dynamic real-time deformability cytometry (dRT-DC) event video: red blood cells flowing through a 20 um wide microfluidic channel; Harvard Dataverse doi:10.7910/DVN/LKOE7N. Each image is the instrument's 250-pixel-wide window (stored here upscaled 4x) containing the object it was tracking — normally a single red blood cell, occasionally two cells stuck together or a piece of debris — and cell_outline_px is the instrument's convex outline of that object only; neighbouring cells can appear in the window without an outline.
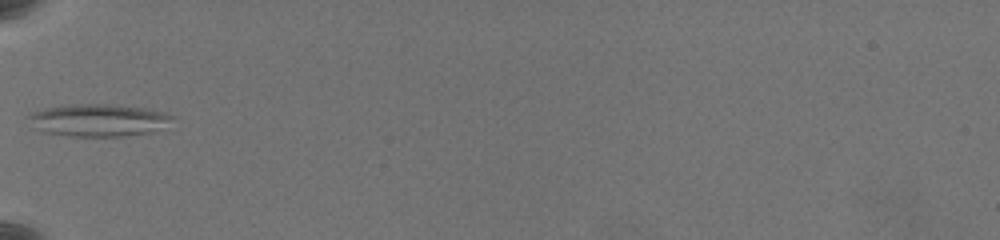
{"species": "common noctule bat (a hibernating species)", "species_latin": "Nyctalus noctula", "temperature_condition": "warm", "stored_images_in_passage": 39, "camera_frame_rate_fps": 3000, "um_per_image_px": 0.085, "animal": {"sex": "female", "body_mass_g": 19.5, "forearm_length_mm": 54.1}, "frame": {"image": 1, "passage_image": 1, "time_ms": 0.0, "image_size_px": [1000, 240], "cell_outline_px": [[172, 116], [152, 132], [124, 136], [68, 136], [44, 132], [36, 128], [28, 116], [32, 112], [44, 108], [72, 104], [112, 104], [144, 108], [164, 112]], "centroid_in_image_um": [8.29, 10.21], "position_along_channel_um": 76.7, "area_um2": 26.53}}
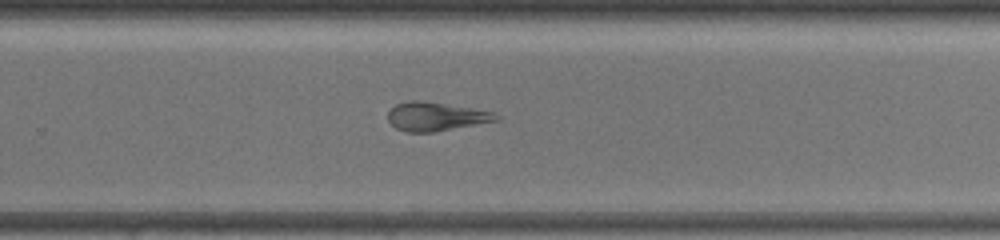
{"frame": {"image": 2, "passage_image": 20, "time_ms": 6.333, "image_size_px": [1000, 240], "cell_outline_px": [[500, 120], [436, 132], [408, 132], [396, 128], [388, 120], [388, 112], [396, 104], [412, 100], [416, 100], [444, 104], [496, 112], [500, 116]], "centroid_in_image_um": [37.08, 9.92], "position_along_channel_um": 292.7, "area_um2": 17.98}}
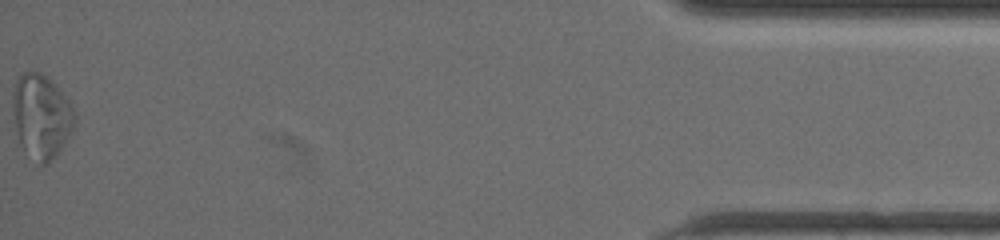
{"frame": {"image": 3, "passage_image": 39, "time_ms": 12.667, "image_size_px": [1000, 240], "cell_outline_px": [[76, 124], [56, 156], [44, 164], [36, 164], [20, 144], [16, 132], [12, 100], [12, 96], [16, 80], [24, 72], [40, 72], [72, 104], [76, 112]], "centroid_in_image_um": [3.52, 9.92], "position_along_channel_um": 431.7, "area_um2": 30.0}, "authors_computed_cell_mechanics": {"area_um2": 19.4208, "velocity_mm_per_s": 3.4278, "shape_relaxation_time_tau1_ms": null, "shape_relaxation_time_tau2_ms": 2.6428, "deformation_change_tau1": null, "deformation_change_tau2": 0.116}}